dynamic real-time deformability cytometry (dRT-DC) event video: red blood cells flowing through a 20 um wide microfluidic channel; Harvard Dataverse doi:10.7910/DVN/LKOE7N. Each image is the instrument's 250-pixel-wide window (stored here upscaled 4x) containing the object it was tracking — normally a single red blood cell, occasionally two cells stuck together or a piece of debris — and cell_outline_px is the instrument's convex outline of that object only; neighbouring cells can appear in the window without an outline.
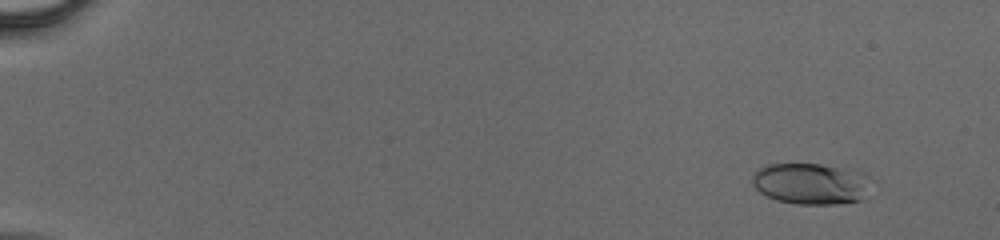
{"species": "human", "species_latin": "Homo sapiens", "temperature_condition": "cold", "stored_images_in_passage": 48, "camera_frame_rate_fps": 3000, "um_per_image_px": 0.085, "donor": {"sex": "male"}, "frame": {"image": 1, "passage_image": 5, "time_ms": 1.333, "image_size_px": [1000, 240], "cell_outline_px": [[868, 176], [860, 200], [836, 204], [796, 204], [776, 200], [760, 192], [752, 184], [752, 176], [760, 168], [768, 164], [820, 164], [856, 168], [864, 172]], "centroid_in_image_um": [68.89, 15.59], "position_along_channel_um": 16.1, "area_um2": 28.38}}
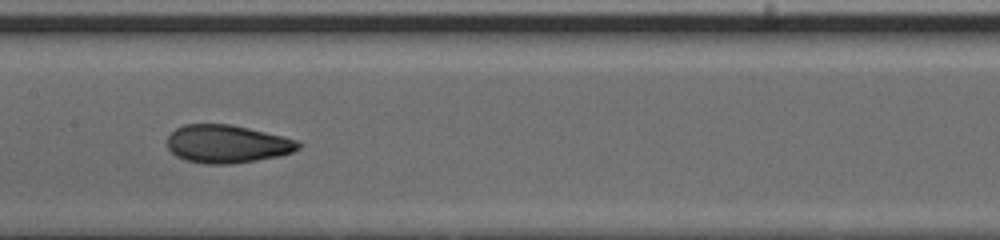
{"frame": {"image": 2, "passage_image": 27, "time_ms": 8.667, "image_size_px": [1000, 240], "cell_outline_px": [[304, 144], [300, 148], [292, 152], [280, 156], [232, 164], [208, 164], [188, 160], [176, 156], [168, 148], [168, 136], [176, 128], [184, 124], [228, 124], [248, 128], [284, 136], [300, 140]], "centroid_in_image_um": [19.36, 12.23], "position_along_channel_um": 188.0, "area_um2": 29.13}}
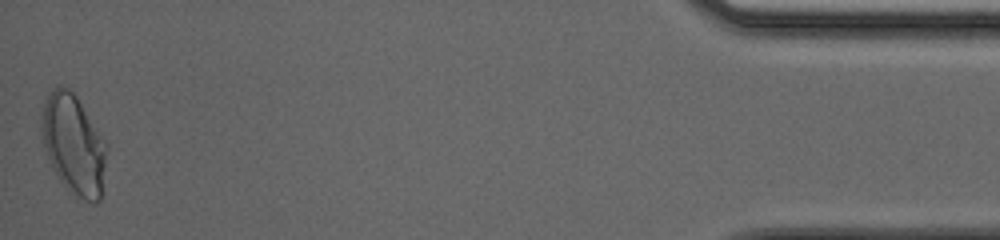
{"frame": {"image": 3, "passage_image": 48, "time_ms": 15.667, "image_size_px": [1000, 240], "cell_outline_px": [[108, 148], [100, 200], [96, 204], [92, 204], [84, 200], [64, 184], [60, 180], [52, 168], [44, 144], [40, 128], [40, 116], [44, 100], [56, 84], [60, 84], [68, 88], [76, 96], [108, 144]], "centroid_in_image_um": [6.26, 12.24], "position_along_channel_um": 428.9, "area_um2": 37.92}}